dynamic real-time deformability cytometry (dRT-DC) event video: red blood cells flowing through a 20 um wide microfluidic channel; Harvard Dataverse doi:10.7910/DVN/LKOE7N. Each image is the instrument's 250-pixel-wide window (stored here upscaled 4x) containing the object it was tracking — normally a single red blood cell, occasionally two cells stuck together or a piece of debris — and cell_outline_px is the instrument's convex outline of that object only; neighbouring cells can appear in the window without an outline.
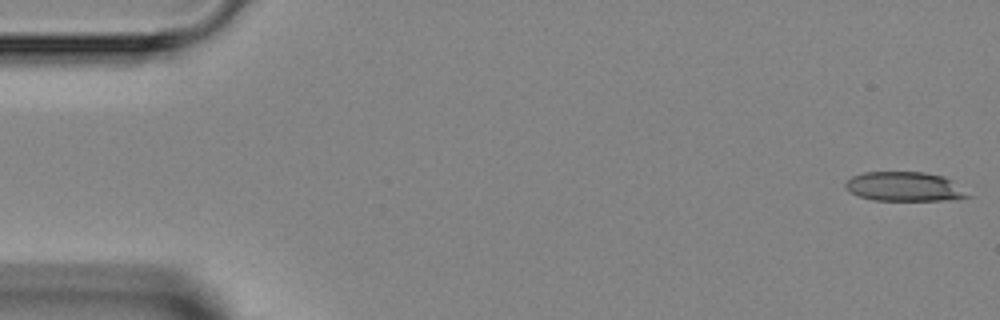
{"species": "Egyptian fruit bat (a non-hibernating species)", "species_latin": "Rousettus aegyptiacus", "temperature_condition": "room temperature", "stored_images_in_passage": 6, "camera_frame_rate_fps": 3000, "um_per_image_px": 0.085, "animal": {"sex": "female"}, "frame": {"image": 1, "passage_image": 1, "time_ms": 0.0, "image_size_px": [1000, 320], "cell_outline_px": [[972, 196], [960, 200], [872, 200], [860, 196], [852, 192], [844, 184], [852, 176], [864, 172], [924, 172], [944, 176], [952, 180]], "centroid_in_image_um": [76.95, 15.86], "position_along_channel_um": 8.1, "area_um2": 20.92}}
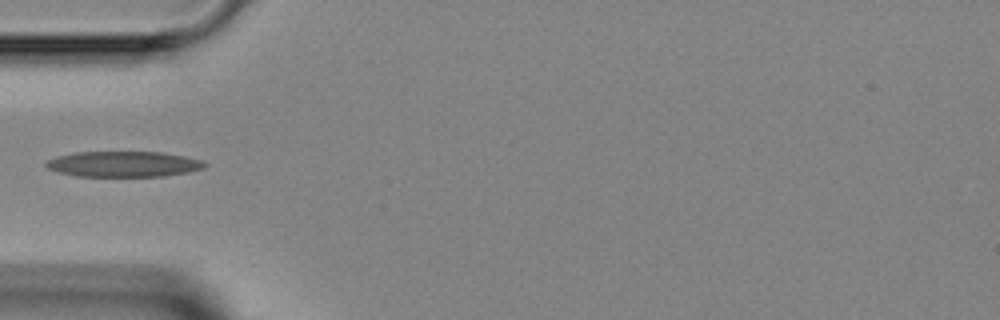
{"frame": {"image": 2, "passage_image": 5, "time_ms": 4.667, "image_size_px": [1000, 320], "cell_outline_px": [[208, 164], [204, 168], [188, 172], [164, 176], [76, 176], [60, 172], [48, 168], [44, 164], [48, 160], [56, 156], [76, 152], [160, 152], [184, 156], [204, 160]], "centroid_in_image_um": [10.53, 13.94], "position_along_channel_um": 74.5, "area_um2": 23.64}}
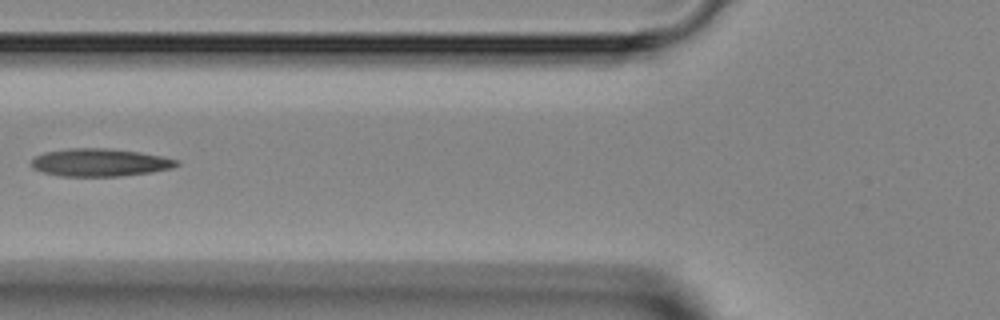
{"frame": {"image": 3, "passage_image": 6, "time_ms": 5.667, "image_size_px": [1000, 320], "cell_outline_px": [[180, 164], [172, 168], [152, 172], [120, 176], [60, 176], [44, 172], [32, 168], [32, 160], [36, 156], [44, 152], [68, 148], [108, 148], [140, 152], [180, 160]], "centroid_in_image_um": [8.51, 13.81], "position_along_channel_um": 117.3, "area_um2": 23.52}}